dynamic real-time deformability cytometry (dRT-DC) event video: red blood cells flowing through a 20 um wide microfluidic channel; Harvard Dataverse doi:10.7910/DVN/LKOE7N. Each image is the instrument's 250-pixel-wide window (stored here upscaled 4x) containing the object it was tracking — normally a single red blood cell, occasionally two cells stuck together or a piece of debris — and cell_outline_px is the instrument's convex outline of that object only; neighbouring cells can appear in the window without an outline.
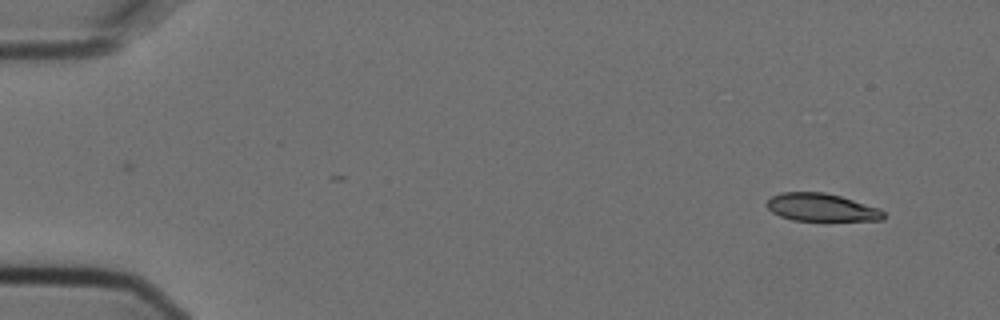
{"species": "Egyptian fruit bat (a non-hibernating species)", "species_latin": "Rousettus aegyptiacus", "temperature_condition": "cold", "stored_images_in_passage": 2, "camera_frame_rate_fps": 3000, "um_per_image_px": 0.085, "animal": {"sex": "female"}, "frame": {"image": 1, "passage_image": 2, "time_ms": 0.333, "image_size_px": [1000, 320], "cell_outline_px": [[884, 220], [824, 224], [792, 220], [780, 216], [772, 212], [764, 204], [772, 196], [780, 192], [824, 192], [840, 196], [880, 208], [884, 212]], "centroid_in_image_um": [69.87, 17.7], "position_along_channel_um": 15.1, "area_um2": 20.17}}